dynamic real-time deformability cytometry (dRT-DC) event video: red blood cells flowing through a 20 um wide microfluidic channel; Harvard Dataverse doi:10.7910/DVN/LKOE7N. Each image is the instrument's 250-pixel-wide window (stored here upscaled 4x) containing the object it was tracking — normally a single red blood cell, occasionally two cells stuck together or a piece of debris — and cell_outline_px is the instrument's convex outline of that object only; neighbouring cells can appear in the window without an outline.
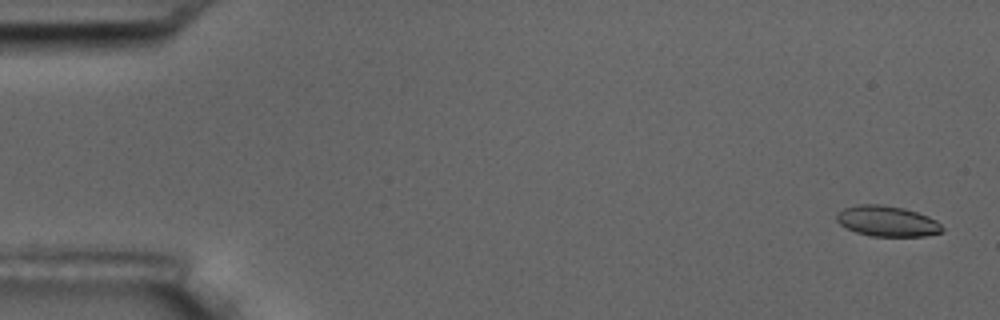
{"species": "common noctule bat (a hibernating species)", "species_latin": "Nyctalus noctula", "temperature_condition": "room temperature", "stored_images_in_passage": 4, "camera_frame_rate_fps": 3000, "um_per_image_px": 0.085, "animal": {"sex": "male", "body_mass_g": 17.5, "forearm_length_mm": 52.3}, "frame": {"image": 1, "passage_image": 4, "time_ms": 4.333, "image_size_px": [1000, 320], "cell_outline_px": [[944, 232], [924, 236], [872, 236], [856, 232], [840, 224], [836, 220], [836, 212], [844, 208], [860, 204], [880, 204], [904, 208], [928, 216], [936, 220], [944, 228]], "centroid_in_image_um": [75.41, 18.8], "position_along_channel_um": 9.6, "area_um2": 18.84}}